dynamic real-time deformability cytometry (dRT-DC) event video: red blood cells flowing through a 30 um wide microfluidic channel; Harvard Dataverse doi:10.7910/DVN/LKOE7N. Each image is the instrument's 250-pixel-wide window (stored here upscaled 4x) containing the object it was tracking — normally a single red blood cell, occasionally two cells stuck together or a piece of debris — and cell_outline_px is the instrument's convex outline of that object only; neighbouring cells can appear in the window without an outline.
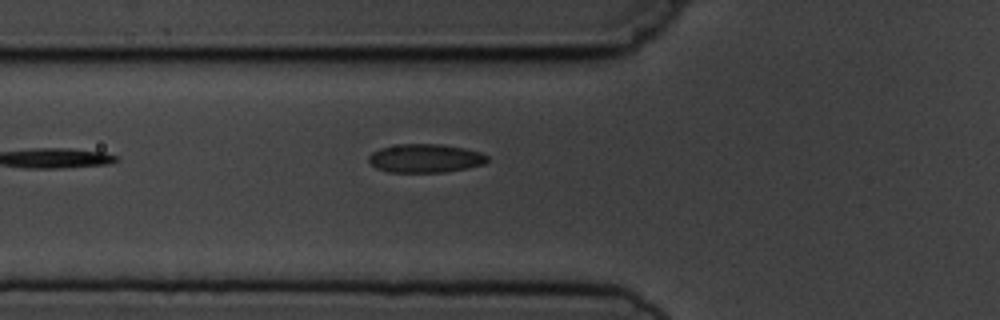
{"species": "common noctule bat (a hibernating species)", "species_latin": "Nyctalus noctula", "temperature_condition": "cold", "stored_images_in_passage": 5, "camera_frame_rate_fps": 3000, "um_per_image_px": 0.085, "animal": {"sex": "male", "body_mass_g": 19.5, "forearm_length_mm": 54.6}, "frame": {"image": 1, "passage_image": 5, "time_ms": 4.667, "image_size_px": [1000, 320], "cell_outline_px": [[488, 160], [484, 164], [468, 168], [444, 172], [388, 172], [376, 168], [368, 160], [368, 156], [372, 152], [380, 148], [400, 144], [440, 144], [464, 148], [480, 152], [488, 156]], "centroid_in_image_um": [36.15, 13.46], "position_along_channel_um": 89.7, "area_um2": 19.77}}